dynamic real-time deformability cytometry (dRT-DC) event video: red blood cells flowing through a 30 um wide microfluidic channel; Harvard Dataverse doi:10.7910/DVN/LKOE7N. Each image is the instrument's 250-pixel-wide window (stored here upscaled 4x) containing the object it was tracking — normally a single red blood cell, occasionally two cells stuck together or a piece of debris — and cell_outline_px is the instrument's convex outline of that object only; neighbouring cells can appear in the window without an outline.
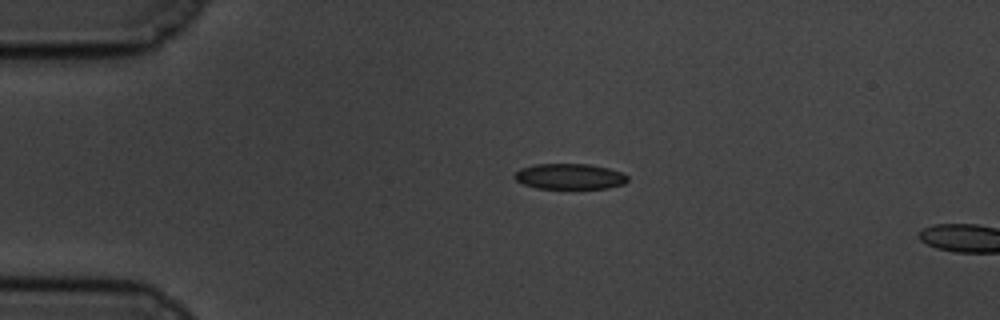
{"species": "common noctule bat (a hibernating species)", "species_latin": "Nyctalus noctula", "temperature_condition": "cold", "stored_images_in_passage": 4, "camera_frame_rate_fps": 3000, "um_per_image_px": 0.085, "animal": {"sex": "male", "body_mass_g": 19.5, "forearm_length_mm": 54.6}, "frame": {"image": 1, "passage_image": 1, "time_ms": 0.0, "image_size_px": [1000, 320], "cell_outline_px": [[628, 180], [624, 184], [608, 188], [536, 188], [524, 184], [516, 180], [512, 176], [520, 168], [536, 164], [588, 164], [608, 168], [620, 172], [628, 176]], "centroid_in_image_um": [48.41, 14.99], "position_along_channel_um": 36.6, "area_um2": 16.82}}